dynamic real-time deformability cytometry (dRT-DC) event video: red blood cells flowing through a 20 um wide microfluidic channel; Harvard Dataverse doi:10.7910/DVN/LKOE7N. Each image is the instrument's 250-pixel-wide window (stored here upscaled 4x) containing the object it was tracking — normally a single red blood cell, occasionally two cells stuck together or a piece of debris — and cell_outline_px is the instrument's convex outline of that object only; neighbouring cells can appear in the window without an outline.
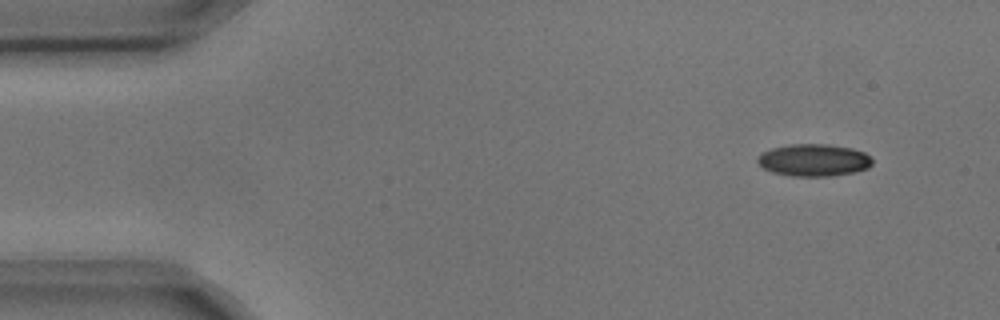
{"species": "common noctule bat (a hibernating species)", "species_latin": "Nyctalus noctula", "temperature_condition": "cold", "stored_images_in_passage": 4, "camera_frame_rate_fps": 3000, "um_per_image_px": 0.085, "animal": {"sex": "male", "body_mass_g": 17.9, "forearm_length_mm": 54.2}, "frame": {"image": 1, "passage_image": 1, "time_ms": 0.0, "image_size_px": [1000, 320], "cell_outline_px": [[872, 164], [868, 168], [856, 172], [832, 176], [792, 176], [772, 172], [764, 168], [756, 160], [756, 156], [772, 148], [788, 144], [824, 144], [852, 148], [864, 152], [872, 156]], "centroid_in_image_um": [69.19, 13.61], "position_along_channel_um": 15.8, "area_um2": 21.68}}
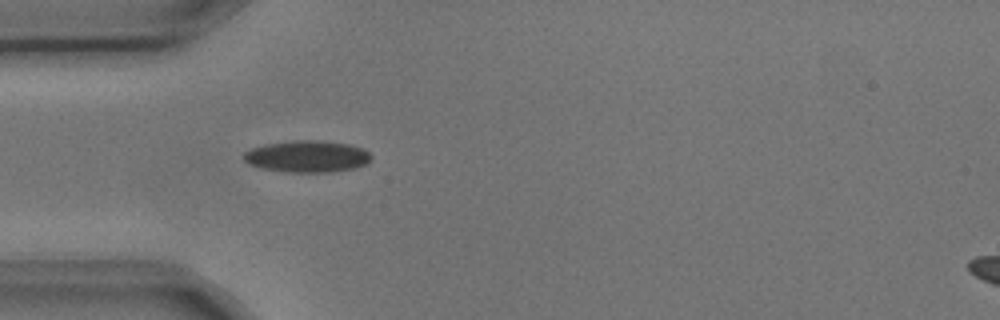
{"frame": {"image": 2, "passage_image": 4, "time_ms": 1.0, "image_size_px": [1000, 320], "cell_outline_px": [[372, 156], [364, 164], [352, 168], [328, 172], [284, 172], [260, 168], [248, 164], [244, 160], [244, 152], [252, 148], [264, 144], [292, 140], [316, 140], [348, 144], [364, 148]], "centroid_in_image_um": [26.05, 13.29], "position_along_channel_um": 58.9, "area_um2": 23.52}}